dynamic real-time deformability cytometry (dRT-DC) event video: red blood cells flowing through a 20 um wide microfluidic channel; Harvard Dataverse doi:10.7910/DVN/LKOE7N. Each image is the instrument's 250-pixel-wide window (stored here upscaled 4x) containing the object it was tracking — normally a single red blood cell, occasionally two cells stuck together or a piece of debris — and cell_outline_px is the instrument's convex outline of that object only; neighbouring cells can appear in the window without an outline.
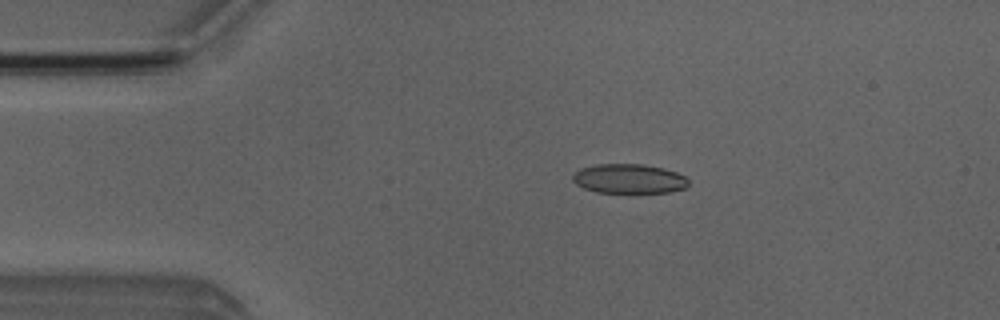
{"species": "Egyptian fruit bat (a non-hibernating species)", "species_latin": "Rousettus aegyptiacus", "temperature_condition": "room temperature", "stored_images_in_passage": 3, "camera_frame_rate_fps": 3000, "um_per_image_px": 0.085, "animal": {"sex": "male"}, "frame": {"image": 1, "passage_image": 2, "time_ms": 1.333, "image_size_px": [1000, 320], "cell_outline_px": [[688, 184], [684, 188], [672, 192], [632, 196], [596, 192], [584, 188], [576, 184], [572, 180], [572, 176], [580, 168], [596, 164], [644, 164], [664, 168], [676, 172], [684, 176], [688, 180]], "centroid_in_image_um": [53.47, 15.25], "position_along_channel_um": 31.5, "area_um2": 20.92}}